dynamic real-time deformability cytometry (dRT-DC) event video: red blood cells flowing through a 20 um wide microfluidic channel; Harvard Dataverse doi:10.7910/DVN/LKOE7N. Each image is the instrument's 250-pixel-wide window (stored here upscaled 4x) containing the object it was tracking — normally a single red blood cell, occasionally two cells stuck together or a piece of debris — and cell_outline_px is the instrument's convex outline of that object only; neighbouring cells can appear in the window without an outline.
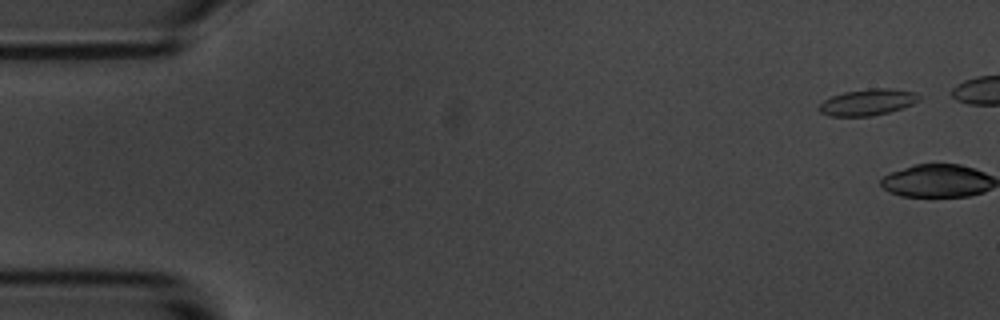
{"species": "common noctule bat (a hibernating species)", "species_latin": "Nyctalus noctula", "temperature_condition": "room temperature", "stored_images_in_passage": 8, "camera_frame_rate_fps": 3000, "um_per_image_px": 0.085, "animal": {"sex": "male", "body_mass_g": 20.1, "forearm_length_mm": 53.5}, "frame": {"image": 1, "passage_image": 1, "time_ms": 0.0, "image_size_px": [1000, 320], "cell_outline_px": [[924, 96], [920, 100], [912, 104], [888, 112], [872, 116], [828, 116], [820, 112], [816, 108], [824, 100], [832, 96], [844, 92], [868, 88], [892, 88], [916, 92]], "centroid_in_image_um": [73.77, 8.67], "position_along_channel_um": 11.2, "area_um2": 15.55}}